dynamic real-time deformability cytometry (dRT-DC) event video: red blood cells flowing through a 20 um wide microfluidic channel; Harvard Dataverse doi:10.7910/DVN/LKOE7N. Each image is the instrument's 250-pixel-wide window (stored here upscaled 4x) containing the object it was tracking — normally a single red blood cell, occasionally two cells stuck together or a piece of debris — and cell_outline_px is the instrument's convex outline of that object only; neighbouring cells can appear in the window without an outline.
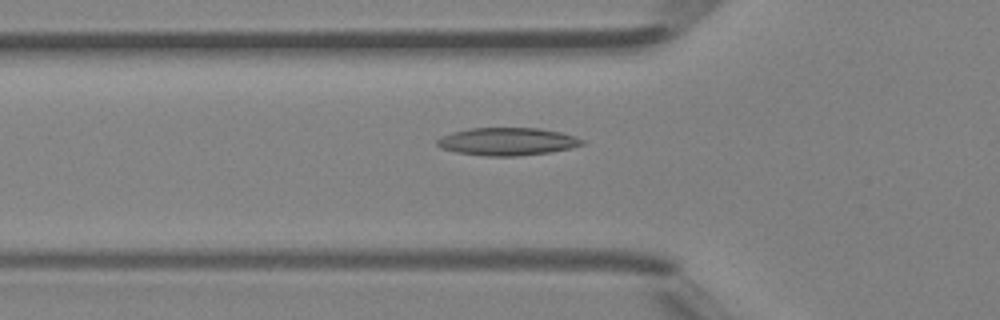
{"species": "Egyptian fruit bat (a non-hibernating species)", "species_latin": "Rousettus aegyptiacus", "temperature_condition": "room temperature", "stored_images_in_passage": 32, "camera_frame_rate_fps": 3000, "um_per_image_px": 0.085, "animal": {"sex": "female"}, "frame": {"image": 1, "passage_image": 2, "time_ms": 0.333, "image_size_px": [1000, 320], "cell_outline_px": [[584, 144], [572, 148], [552, 152], [516, 156], [484, 156], [456, 152], [440, 148], [436, 144], [436, 140], [440, 136], [452, 132], [468, 128], [540, 128], [560, 132], [584, 140]], "centroid_in_image_um": [43.09, 12.03], "position_along_channel_um": 82.7, "area_um2": 23.58}}
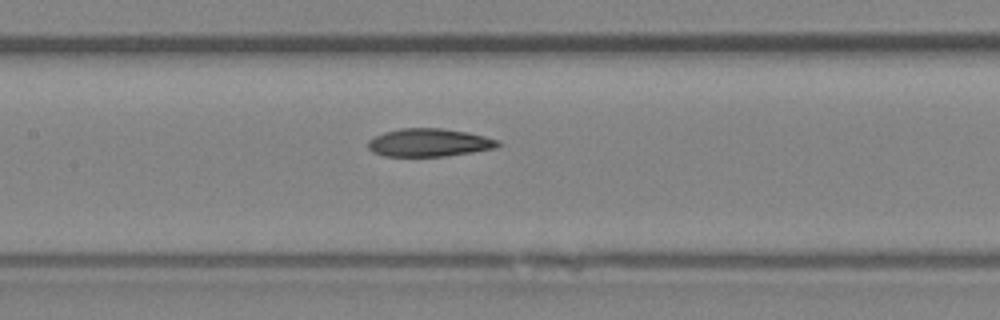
{"frame": {"image": 2, "passage_image": 8, "time_ms": 2.333, "image_size_px": [1000, 320], "cell_outline_px": [[500, 144], [496, 148], [472, 152], [444, 156], [384, 156], [372, 152], [368, 148], [368, 140], [384, 132], [400, 128], [440, 128], [468, 132], [500, 140]], "centroid_in_image_um": [36.47, 12.12], "position_along_channel_um": 170.9, "area_um2": 21.21}}
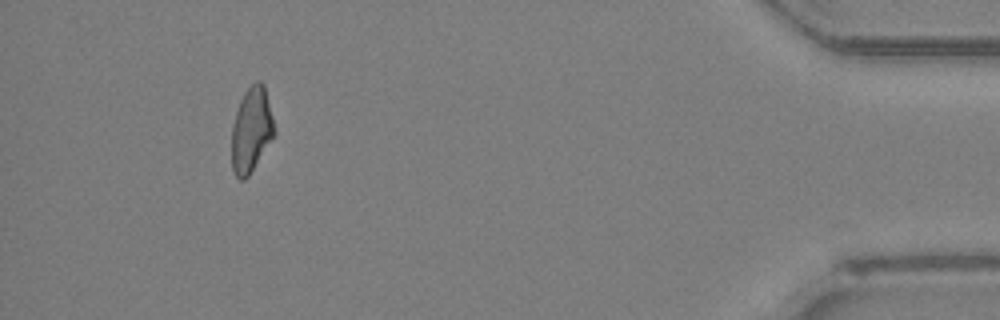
{"frame": {"image": 3, "passage_image": 29, "time_ms": 9.333, "image_size_px": [1000, 320], "cell_outline_px": [[276, 132], [248, 176], [244, 180], [240, 180], [236, 176], [232, 168], [232, 124], [240, 100], [244, 92], [256, 80], [260, 80], [264, 84], [276, 128]], "centroid_in_image_um": [21.37, 11.01], "position_along_channel_um": 413.8, "area_um2": 21.04}, "authors_computed_cell_mechanics": {"area_um2": 21.4149, "velocity_mm_per_s": 4.4312, "shape_relaxation_time_tau1_ms": null, "shape_relaxation_time_tau2_ms": 2.4449, "deformation_change_tau1": null, "deformation_change_tau2": 0.0937}}